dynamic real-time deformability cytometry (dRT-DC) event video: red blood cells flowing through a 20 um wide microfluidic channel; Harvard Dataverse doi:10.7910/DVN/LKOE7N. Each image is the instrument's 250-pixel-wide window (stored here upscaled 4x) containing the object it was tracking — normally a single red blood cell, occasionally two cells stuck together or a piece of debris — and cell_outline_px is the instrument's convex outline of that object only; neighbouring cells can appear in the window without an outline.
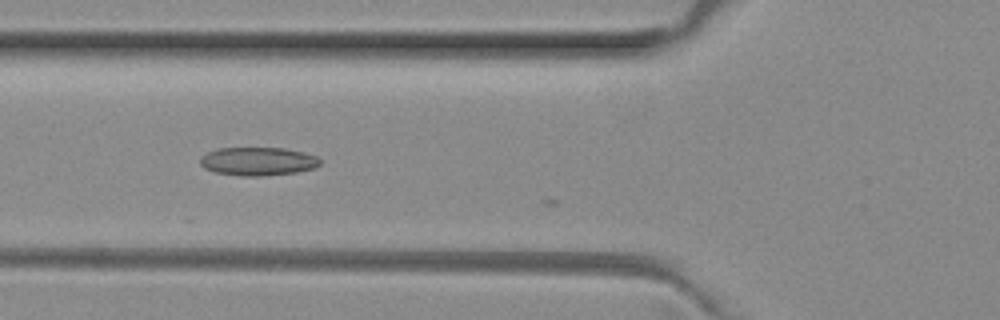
{"species": "common noctule bat (a hibernating species)", "species_latin": "Nyctalus noctula", "temperature_condition": "room temperature", "stored_images_in_passage": 5, "camera_frame_rate_fps": 3000, "um_per_image_px": 0.085, "animal": {"sex": "female", "body_mass_g": 29.2, "forearm_length_mm": 56.3}, "frame": {"image": 1, "passage_image": 4, "time_ms": 1.0, "image_size_px": [1000, 320], "cell_outline_px": [[320, 164], [316, 168], [296, 172], [264, 176], [244, 176], [216, 172], [204, 168], [200, 164], [200, 156], [216, 148], [284, 148], [304, 152], [316, 156], [320, 160]], "centroid_in_image_um": [21.93, 13.71], "position_along_channel_um": 103.9, "area_um2": 19.88}}